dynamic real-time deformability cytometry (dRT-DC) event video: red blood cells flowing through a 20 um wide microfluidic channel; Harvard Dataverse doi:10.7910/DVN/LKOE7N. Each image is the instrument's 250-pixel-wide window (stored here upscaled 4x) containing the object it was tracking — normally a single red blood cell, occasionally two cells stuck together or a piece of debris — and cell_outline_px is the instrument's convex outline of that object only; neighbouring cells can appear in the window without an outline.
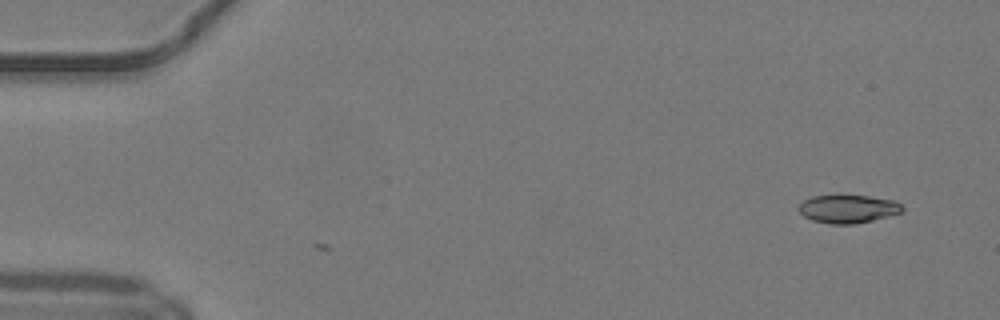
{"species": "common noctule bat (a hibernating species)", "species_latin": "Nyctalus noctula", "temperature_condition": "warm", "stored_images_in_passage": 3, "camera_frame_rate_fps": 3000, "um_per_image_px": 0.085, "animal": {"sex": "male", "body_mass_g": 19.2, "forearm_length_mm": 51.8}, "frame": {"image": 1, "passage_image": 3, "time_ms": 0.667, "image_size_px": [1000, 320], "cell_outline_px": [[904, 208], [900, 212], [888, 216], [856, 224], [832, 224], [812, 220], [804, 216], [800, 212], [800, 204], [804, 200], [812, 196], [868, 196], [892, 200], [900, 204]], "centroid_in_image_um": [72.07, 17.76], "position_along_channel_um": 12.9, "area_um2": 16.65}}